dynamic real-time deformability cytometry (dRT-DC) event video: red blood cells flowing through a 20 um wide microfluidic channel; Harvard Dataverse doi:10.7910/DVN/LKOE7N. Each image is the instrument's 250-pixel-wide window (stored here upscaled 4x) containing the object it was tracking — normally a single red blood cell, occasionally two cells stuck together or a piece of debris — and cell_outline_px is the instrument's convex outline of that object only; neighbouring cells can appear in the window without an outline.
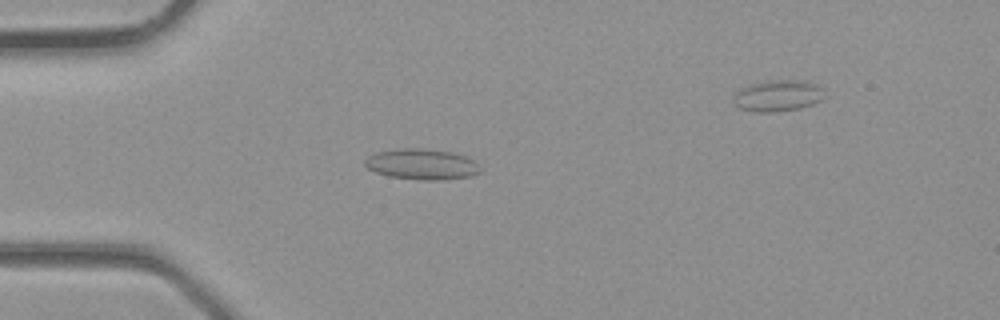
{"species": "common noctule bat (a hibernating species)", "species_latin": "Nyctalus noctula", "temperature_condition": "room temperature", "stored_images_in_passage": 2, "segment_of_instrument_passage": [1, 2], "camera_frame_rate_fps": 3000, "um_per_image_px": 0.085, "animal": {"sex": "male", "body_mass_g": 23.1, "forearm_length_mm": 52.7}, "frame": {"image": 1, "passage_image": 1, "time_ms": 0.0, "image_size_px": [1000, 320], "cell_outline_px": [[480, 172], [472, 176], [444, 180], [424, 180], [388, 176], [376, 172], [368, 168], [364, 164], [364, 160], [368, 156], [376, 152], [400, 148], [424, 148], [452, 152], [476, 160], [480, 164]], "centroid_in_image_um": [35.89, 13.96], "position_along_channel_um": 49.1, "area_um2": 20.87}}